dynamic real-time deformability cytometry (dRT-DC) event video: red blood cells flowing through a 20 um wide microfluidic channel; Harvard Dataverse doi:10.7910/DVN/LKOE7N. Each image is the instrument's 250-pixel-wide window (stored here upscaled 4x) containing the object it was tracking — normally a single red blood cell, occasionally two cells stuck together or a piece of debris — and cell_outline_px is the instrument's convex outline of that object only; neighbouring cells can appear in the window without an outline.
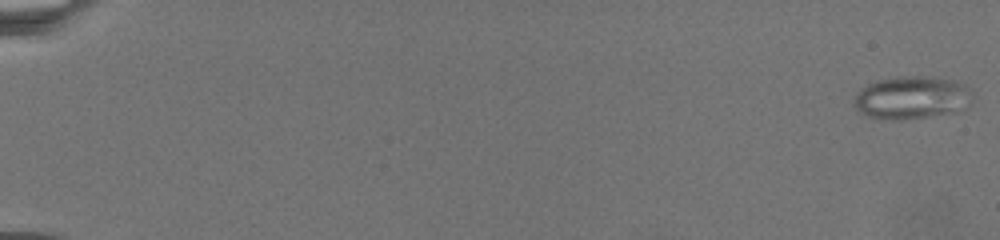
{"species": "common noctule bat (a hibernating species)", "species_latin": "Nyctalus noctula", "temperature_condition": "warm", "stored_images_in_passage": 19, "camera_frame_rate_fps": 3000, "um_per_image_px": 0.085, "animal": {"sex": "female", "body_mass_g": 19.5, "forearm_length_mm": 54.1}, "frame": {"image": 1, "passage_image": 1, "time_ms": 0.0, "image_size_px": [1000, 240], "cell_outline_px": [[972, 96], [968, 104], [956, 112], [900, 120], [868, 116], [856, 108], [856, 96], [868, 84], [876, 80], [896, 76], [928, 76], [956, 80], [964, 84], [972, 92]], "centroid_in_image_um": [77.55, 8.27], "position_along_channel_um": 7.4, "area_um2": 29.19}}
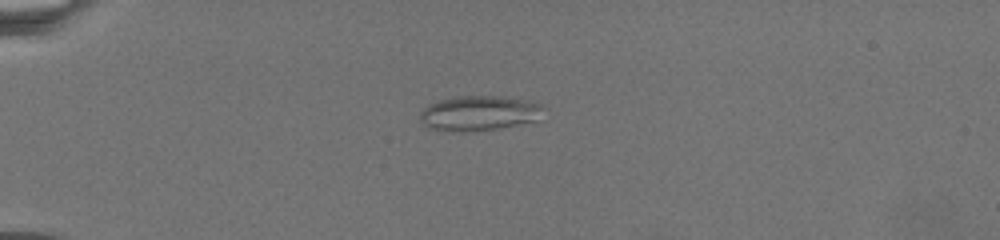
{"frame": {"image": 2, "passage_image": 15, "time_ms": 7.0, "image_size_px": [1000, 240], "cell_outline_px": [[544, 108], [536, 120], [496, 128], [460, 132], [428, 128], [420, 120], [420, 112], [428, 104], [440, 100], [460, 96], [504, 96], [524, 100], [540, 104]], "centroid_in_image_um": [40.67, 9.61], "position_along_channel_um": 44.3, "area_um2": 24.68}}